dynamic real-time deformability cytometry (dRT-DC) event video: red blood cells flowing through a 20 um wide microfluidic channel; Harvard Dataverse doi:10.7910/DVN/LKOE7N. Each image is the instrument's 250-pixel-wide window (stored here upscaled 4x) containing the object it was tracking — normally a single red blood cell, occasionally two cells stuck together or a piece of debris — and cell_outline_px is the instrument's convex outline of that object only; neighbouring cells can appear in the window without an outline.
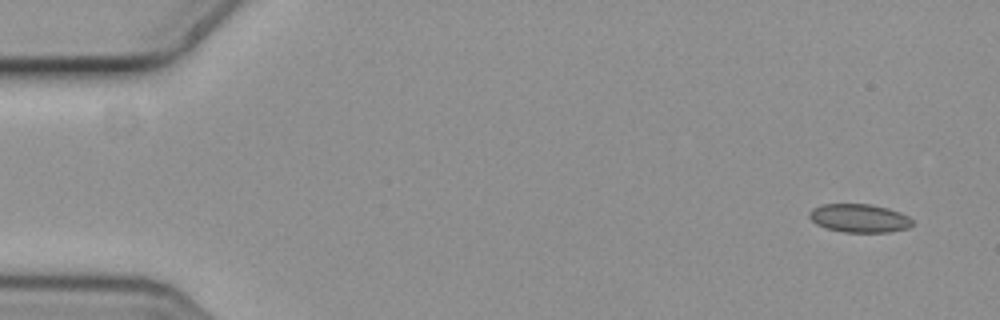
{"species": "common noctule bat (a hibernating species)", "species_latin": "Nyctalus noctula", "temperature_condition": "cold", "stored_images_in_passage": 5, "camera_frame_rate_fps": 3000, "um_per_image_px": 0.085, "animal": {"sex": "female", "body_mass_g": 19.3, "forearm_length_mm": 54.1}, "frame": {"image": 1, "passage_image": 1, "time_ms": 0.0, "image_size_px": [1000, 320], "cell_outline_px": [[912, 224], [908, 228], [888, 232], [844, 232], [824, 228], [816, 224], [808, 216], [808, 212], [812, 208], [824, 204], [868, 204], [888, 208], [900, 212], [908, 216], [912, 220]], "centroid_in_image_um": [73.01, 18.54], "position_along_channel_um": 12.0, "area_um2": 17.11}}
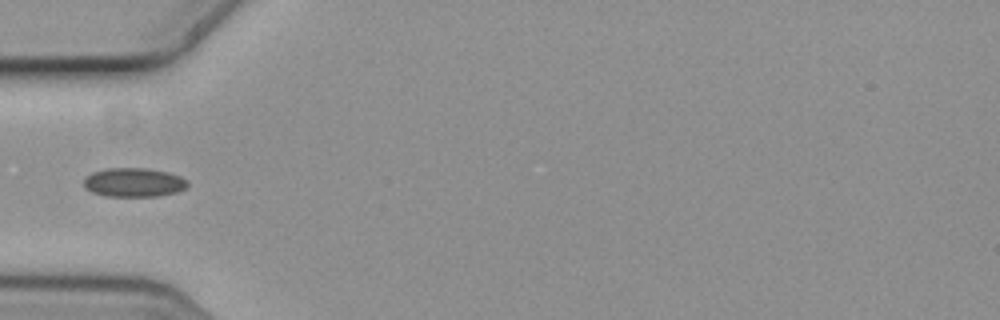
{"frame": {"image": 2, "passage_image": 5, "time_ms": 1.333, "image_size_px": [1000, 320], "cell_outline_px": [[188, 188], [176, 192], [156, 196], [104, 196], [92, 192], [84, 188], [84, 176], [92, 172], [108, 168], [148, 168], [168, 172], [180, 176], [188, 180]], "centroid_in_image_um": [11.37, 15.5], "position_along_channel_um": 73.6, "area_um2": 17.74}}